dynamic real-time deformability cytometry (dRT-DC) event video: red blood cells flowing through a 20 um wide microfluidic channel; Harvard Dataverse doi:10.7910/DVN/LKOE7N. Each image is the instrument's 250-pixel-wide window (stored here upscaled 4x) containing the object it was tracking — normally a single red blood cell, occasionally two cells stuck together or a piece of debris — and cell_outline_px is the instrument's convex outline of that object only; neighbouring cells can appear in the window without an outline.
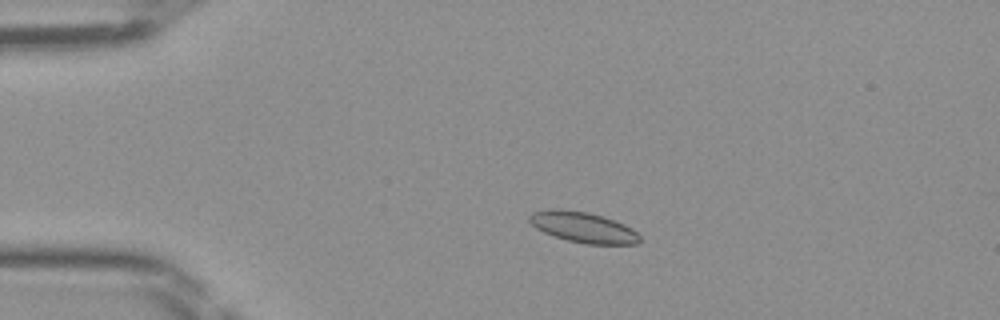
{"species": "Egyptian fruit bat (a non-hibernating species)", "species_latin": "Rousettus aegyptiacus", "temperature_condition": "room temperature", "stored_images_in_passage": 46, "camera_frame_rate_fps": 3000, "um_per_image_px": 0.085, "frame": {"image": 1, "passage_image": 9, "time_ms": 2.667, "image_size_px": [1000, 320], "cell_outline_px": [[640, 240], [636, 244], [588, 244], [568, 240], [544, 232], [536, 228], [528, 220], [528, 216], [532, 212], [548, 208], [560, 208], [588, 212], [624, 224], [632, 228], [640, 236]], "centroid_in_image_um": [49.53, 19.3], "position_along_channel_um": 35.5, "area_um2": 19.59}}
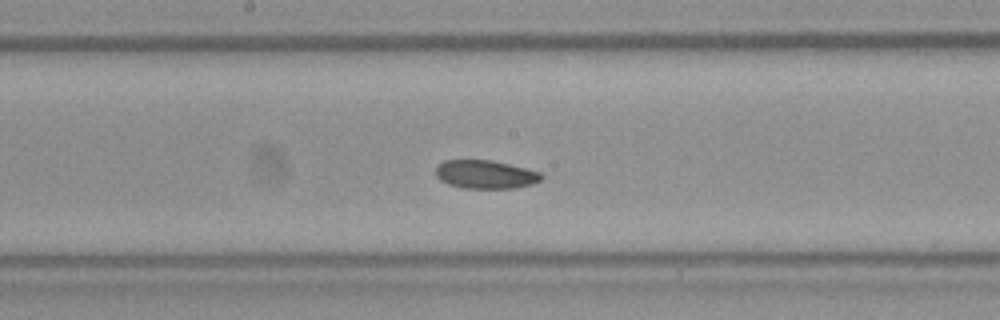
{"frame": {"image": 2, "passage_image": 24, "time_ms": 7.667, "image_size_px": [1000, 320], "cell_outline_px": [[544, 176], [540, 180], [532, 184], [512, 188], [464, 188], [448, 184], [440, 180], [436, 176], [436, 168], [444, 160], [492, 160], [540, 172]], "centroid_in_image_um": [41.25, 14.82], "position_along_channel_um": 207.0, "area_um2": 17.34}}
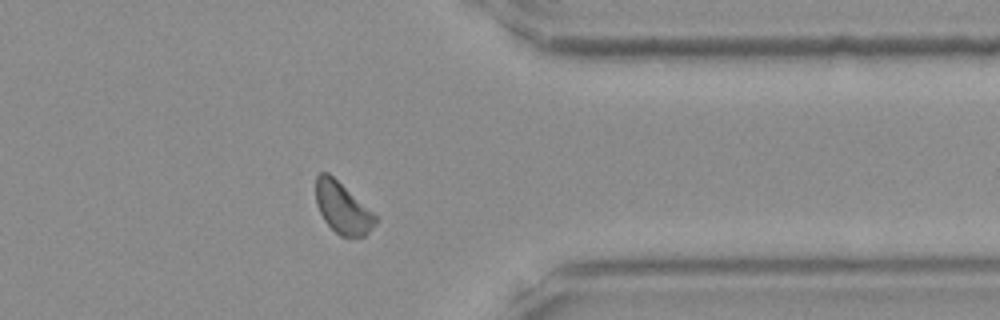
{"frame": {"image": 3, "passage_image": 37, "time_ms": 12.0, "image_size_px": [1000, 320], "cell_outline_px": [[376, 224], [364, 236], [340, 236], [324, 220], [316, 204], [316, 176], [320, 172], [328, 172], [372, 212], [376, 216]], "centroid_in_image_um": [29.09, 17.67], "position_along_channel_um": 382.3, "area_um2": 17.28}}